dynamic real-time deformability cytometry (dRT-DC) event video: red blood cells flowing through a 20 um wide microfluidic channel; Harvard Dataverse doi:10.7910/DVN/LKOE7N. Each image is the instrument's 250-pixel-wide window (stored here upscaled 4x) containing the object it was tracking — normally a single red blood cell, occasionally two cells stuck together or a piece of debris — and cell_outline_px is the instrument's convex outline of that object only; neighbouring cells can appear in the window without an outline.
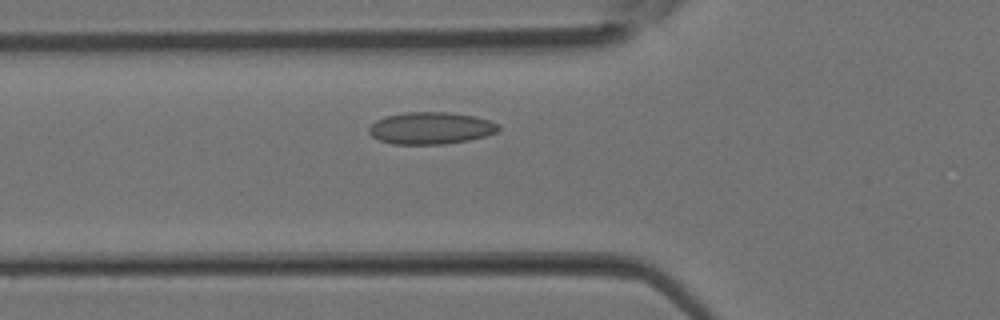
{"species": "Egyptian fruit bat (a non-hibernating species)", "species_latin": "Rousettus aegyptiacus", "temperature_condition": "room temperature", "stored_images_in_passage": 33, "camera_frame_rate_fps": 3000, "um_per_image_px": 0.085, "animal": {"sex": "female"}, "frame": {"image": 1, "passage_image": 8, "time_ms": 2.333, "image_size_px": [1000, 320], "cell_outline_px": [[500, 128], [496, 132], [484, 136], [468, 140], [444, 144], [392, 144], [380, 140], [372, 136], [368, 132], [368, 128], [376, 120], [388, 116], [404, 112], [452, 112], [476, 116], [500, 124]], "centroid_in_image_um": [36.63, 10.88], "position_along_channel_um": 89.2, "area_um2": 24.22}}
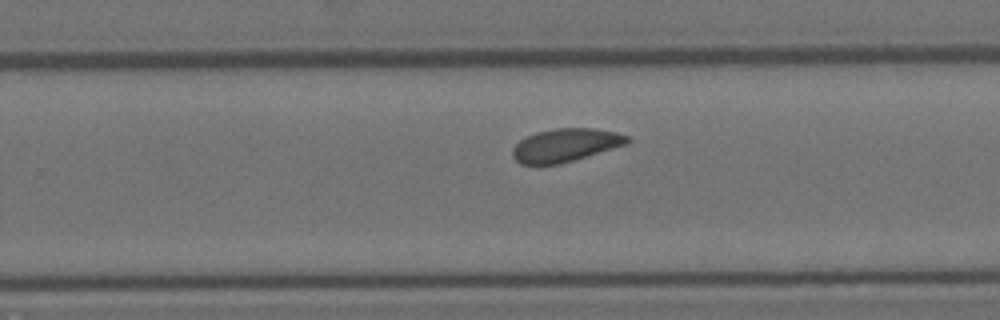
{"frame": {"image": 2, "passage_image": 19, "time_ms": 6.0, "image_size_px": [1000, 320], "cell_outline_px": [[632, 140], [628, 144], [560, 164], [520, 164], [512, 156], [512, 148], [524, 136], [536, 132], [556, 128], [592, 128], [616, 132], [628, 136]], "centroid_in_image_um": [48.06, 12.33], "position_along_channel_um": 281.7, "area_um2": 22.25}}
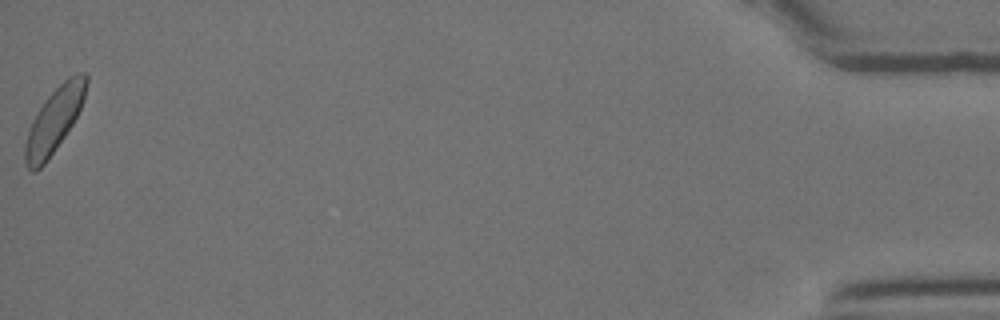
{"frame": {"image": 3, "passage_image": 33, "time_ms": 10.667, "image_size_px": [1000, 320], "cell_outline_px": [[88, 80], [84, 100], [72, 124], [64, 136], [44, 164], [36, 172], [32, 172], [24, 164], [24, 148], [28, 128], [36, 112], [44, 100], [68, 76], [76, 72], [88, 72]], "centroid_in_image_um": [4.6, 10.19], "position_along_channel_um": 430.6, "area_um2": 23.06}}